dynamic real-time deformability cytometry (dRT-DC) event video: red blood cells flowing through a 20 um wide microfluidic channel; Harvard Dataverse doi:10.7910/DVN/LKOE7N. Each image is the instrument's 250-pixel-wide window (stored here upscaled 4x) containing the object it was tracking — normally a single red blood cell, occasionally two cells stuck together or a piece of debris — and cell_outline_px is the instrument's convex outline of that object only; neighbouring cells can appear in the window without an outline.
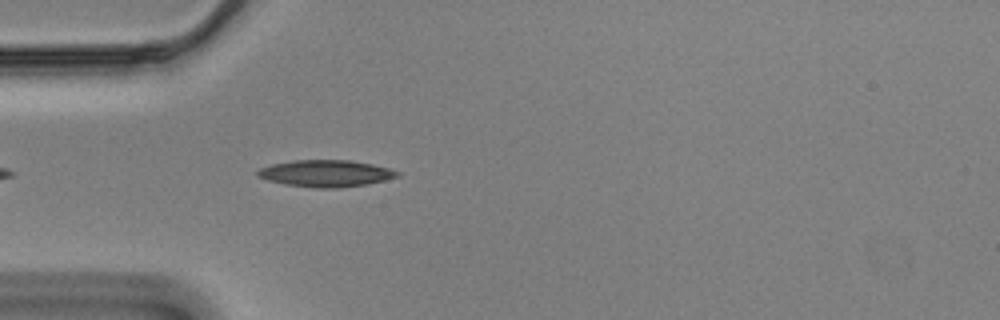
{"species": "Egyptian fruit bat (a non-hibernating species)", "species_latin": "Rousettus aegyptiacus", "temperature_condition": "cold", "stored_images_in_passage": 19, "camera_frame_rate_fps": 3000, "um_per_image_px": 0.085, "animal": {"sex": "male"}, "frame": {"image": 1, "passage_image": 4, "time_ms": 1.0, "image_size_px": [1000, 320], "cell_outline_px": [[400, 176], [384, 180], [364, 184], [336, 188], [316, 188], [284, 184], [268, 180], [256, 176], [256, 172], [260, 168], [272, 164], [292, 160], [352, 160], [372, 164], [388, 168], [400, 172]], "centroid_in_image_um": [27.67, 14.73], "position_along_channel_um": 57.3, "area_um2": 21.73}}
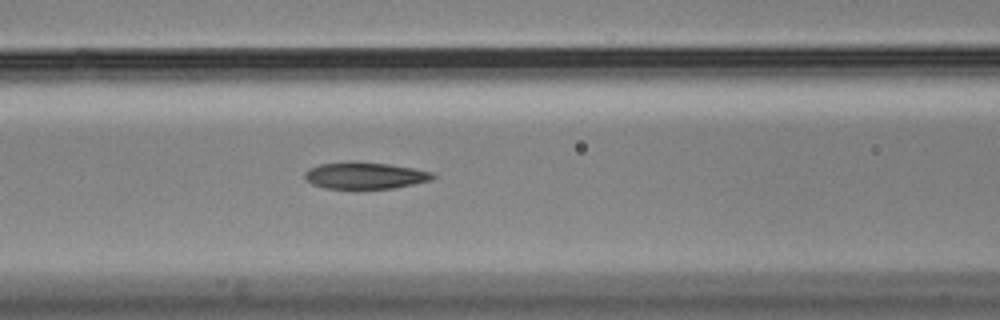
{"frame": {"image": 2, "passage_image": 11, "time_ms": 3.333, "image_size_px": [1000, 320], "cell_outline_px": [[436, 176], [432, 180], [392, 188], [324, 188], [312, 184], [304, 176], [304, 172], [308, 168], [320, 164], [352, 160], [356, 160], [388, 164], [412, 168], [432, 172]], "centroid_in_image_um": [30.99, 14.89], "position_along_channel_um": 135.6, "area_um2": 20.0}}
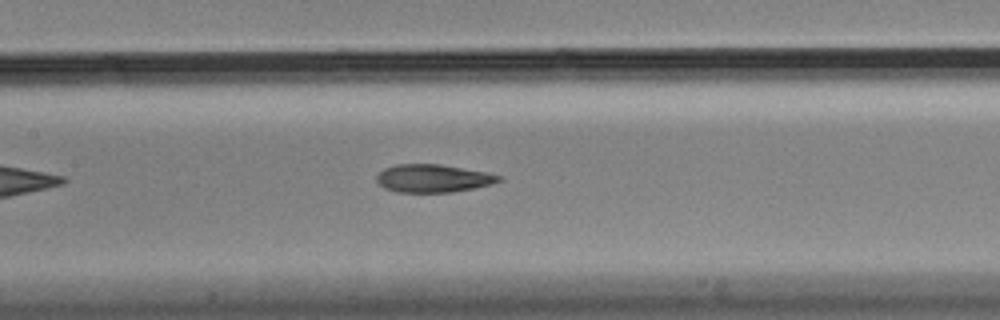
{"frame": {"image": 3, "passage_image": 14, "time_ms": 4.333, "image_size_px": [1000, 320], "cell_outline_px": [[504, 180], [492, 184], [452, 192], [396, 192], [384, 188], [376, 180], [376, 176], [384, 168], [396, 164], [440, 164], [488, 172], [504, 176]], "centroid_in_image_um": [36.85, 15.15], "position_along_channel_um": 170.6, "area_um2": 20.06}}